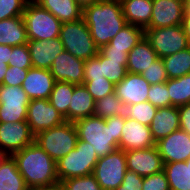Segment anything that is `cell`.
I'll use <instances>...</instances> for the list:
<instances>
[{
	"label": "cell",
	"instance_id": "obj_1",
	"mask_svg": "<svg viewBox=\"0 0 190 190\" xmlns=\"http://www.w3.org/2000/svg\"><path fill=\"white\" fill-rule=\"evenodd\" d=\"M125 119V114L107 119L93 115L75 121L74 125L78 139L90 143L100 158L118 149Z\"/></svg>",
	"mask_w": 190,
	"mask_h": 190
},
{
	"label": "cell",
	"instance_id": "obj_2",
	"mask_svg": "<svg viewBox=\"0 0 190 190\" xmlns=\"http://www.w3.org/2000/svg\"><path fill=\"white\" fill-rule=\"evenodd\" d=\"M82 18L99 49L127 25L120 0H100L84 8Z\"/></svg>",
	"mask_w": 190,
	"mask_h": 190
},
{
	"label": "cell",
	"instance_id": "obj_3",
	"mask_svg": "<svg viewBox=\"0 0 190 190\" xmlns=\"http://www.w3.org/2000/svg\"><path fill=\"white\" fill-rule=\"evenodd\" d=\"M12 156L29 189L59 182L56 162L37 143L32 142Z\"/></svg>",
	"mask_w": 190,
	"mask_h": 190
},
{
	"label": "cell",
	"instance_id": "obj_4",
	"mask_svg": "<svg viewBox=\"0 0 190 190\" xmlns=\"http://www.w3.org/2000/svg\"><path fill=\"white\" fill-rule=\"evenodd\" d=\"M78 134L74 122L64 121L53 128L43 130L34 137L37 143L55 162L75 149Z\"/></svg>",
	"mask_w": 190,
	"mask_h": 190
},
{
	"label": "cell",
	"instance_id": "obj_5",
	"mask_svg": "<svg viewBox=\"0 0 190 190\" xmlns=\"http://www.w3.org/2000/svg\"><path fill=\"white\" fill-rule=\"evenodd\" d=\"M98 159L92 145L78 139L75 149L56 162L59 182L73 177L91 175Z\"/></svg>",
	"mask_w": 190,
	"mask_h": 190
},
{
	"label": "cell",
	"instance_id": "obj_6",
	"mask_svg": "<svg viewBox=\"0 0 190 190\" xmlns=\"http://www.w3.org/2000/svg\"><path fill=\"white\" fill-rule=\"evenodd\" d=\"M59 38L64 50L84 61L95 57L99 52L83 18L62 23Z\"/></svg>",
	"mask_w": 190,
	"mask_h": 190
},
{
	"label": "cell",
	"instance_id": "obj_7",
	"mask_svg": "<svg viewBox=\"0 0 190 190\" xmlns=\"http://www.w3.org/2000/svg\"><path fill=\"white\" fill-rule=\"evenodd\" d=\"M28 40L58 38L62 22L34 0H29L22 14Z\"/></svg>",
	"mask_w": 190,
	"mask_h": 190
},
{
	"label": "cell",
	"instance_id": "obj_8",
	"mask_svg": "<svg viewBox=\"0 0 190 190\" xmlns=\"http://www.w3.org/2000/svg\"><path fill=\"white\" fill-rule=\"evenodd\" d=\"M127 170L125 151L116 149L98 159L92 175L103 190H115L123 182Z\"/></svg>",
	"mask_w": 190,
	"mask_h": 190
},
{
	"label": "cell",
	"instance_id": "obj_9",
	"mask_svg": "<svg viewBox=\"0 0 190 190\" xmlns=\"http://www.w3.org/2000/svg\"><path fill=\"white\" fill-rule=\"evenodd\" d=\"M145 37L159 58L190 47L182 25L145 29Z\"/></svg>",
	"mask_w": 190,
	"mask_h": 190
},
{
	"label": "cell",
	"instance_id": "obj_10",
	"mask_svg": "<svg viewBox=\"0 0 190 190\" xmlns=\"http://www.w3.org/2000/svg\"><path fill=\"white\" fill-rule=\"evenodd\" d=\"M34 137L27 121L0 122V150L6 155L12 156L30 145Z\"/></svg>",
	"mask_w": 190,
	"mask_h": 190
},
{
	"label": "cell",
	"instance_id": "obj_11",
	"mask_svg": "<svg viewBox=\"0 0 190 190\" xmlns=\"http://www.w3.org/2000/svg\"><path fill=\"white\" fill-rule=\"evenodd\" d=\"M26 121L31 132L37 133L62 124L64 117L50 104L48 99L30 100Z\"/></svg>",
	"mask_w": 190,
	"mask_h": 190
},
{
	"label": "cell",
	"instance_id": "obj_12",
	"mask_svg": "<svg viewBox=\"0 0 190 190\" xmlns=\"http://www.w3.org/2000/svg\"><path fill=\"white\" fill-rule=\"evenodd\" d=\"M152 15L146 29L182 25L185 0H152Z\"/></svg>",
	"mask_w": 190,
	"mask_h": 190
},
{
	"label": "cell",
	"instance_id": "obj_13",
	"mask_svg": "<svg viewBox=\"0 0 190 190\" xmlns=\"http://www.w3.org/2000/svg\"><path fill=\"white\" fill-rule=\"evenodd\" d=\"M128 171L139 176H149L163 170L164 163L157 146L125 151Z\"/></svg>",
	"mask_w": 190,
	"mask_h": 190
},
{
	"label": "cell",
	"instance_id": "obj_14",
	"mask_svg": "<svg viewBox=\"0 0 190 190\" xmlns=\"http://www.w3.org/2000/svg\"><path fill=\"white\" fill-rule=\"evenodd\" d=\"M85 61L63 50L53 61L50 71L55 82H68L75 85L84 83Z\"/></svg>",
	"mask_w": 190,
	"mask_h": 190
},
{
	"label": "cell",
	"instance_id": "obj_15",
	"mask_svg": "<svg viewBox=\"0 0 190 190\" xmlns=\"http://www.w3.org/2000/svg\"><path fill=\"white\" fill-rule=\"evenodd\" d=\"M163 163L187 161L190 158V135L178 129L156 142Z\"/></svg>",
	"mask_w": 190,
	"mask_h": 190
},
{
	"label": "cell",
	"instance_id": "obj_16",
	"mask_svg": "<svg viewBox=\"0 0 190 190\" xmlns=\"http://www.w3.org/2000/svg\"><path fill=\"white\" fill-rule=\"evenodd\" d=\"M155 145L156 143L152 138L150 126L126 117L122 128L121 139L118 143V149L130 151L151 148Z\"/></svg>",
	"mask_w": 190,
	"mask_h": 190
},
{
	"label": "cell",
	"instance_id": "obj_17",
	"mask_svg": "<svg viewBox=\"0 0 190 190\" xmlns=\"http://www.w3.org/2000/svg\"><path fill=\"white\" fill-rule=\"evenodd\" d=\"M150 86L141 74L127 72L124 79L115 85L114 93L129 106L147 101Z\"/></svg>",
	"mask_w": 190,
	"mask_h": 190
},
{
	"label": "cell",
	"instance_id": "obj_18",
	"mask_svg": "<svg viewBox=\"0 0 190 190\" xmlns=\"http://www.w3.org/2000/svg\"><path fill=\"white\" fill-rule=\"evenodd\" d=\"M27 46L31 56L32 67L48 70H50L57 55L64 50L59 37L49 40H28Z\"/></svg>",
	"mask_w": 190,
	"mask_h": 190
},
{
	"label": "cell",
	"instance_id": "obj_19",
	"mask_svg": "<svg viewBox=\"0 0 190 190\" xmlns=\"http://www.w3.org/2000/svg\"><path fill=\"white\" fill-rule=\"evenodd\" d=\"M54 83L55 80L50 70L32 67L28 69L22 88L30 100L49 99Z\"/></svg>",
	"mask_w": 190,
	"mask_h": 190
},
{
	"label": "cell",
	"instance_id": "obj_20",
	"mask_svg": "<svg viewBox=\"0 0 190 190\" xmlns=\"http://www.w3.org/2000/svg\"><path fill=\"white\" fill-rule=\"evenodd\" d=\"M178 129H180L178 107L158 108L150 124L151 135L155 143Z\"/></svg>",
	"mask_w": 190,
	"mask_h": 190
},
{
	"label": "cell",
	"instance_id": "obj_21",
	"mask_svg": "<svg viewBox=\"0 0 190 190\" xmlns=\"http://www.w3.org/2000/svg\"><path fill=\"white\" fill-rule=\"evenodd\" d=\"M159 57L145 37L128 53L127 72L141 74Z\"/></svg>",
	"mask_w": 190,
	"mask_h": 190
},
{
	"label": "cell",
	"instance_id": "obj_22",
	"mask_svg": "<svg viewBox=\"0 0 190 190\" xmlns=\"http://www.w3.org/2000/svg\"><path fill=\"white\" fill-rule=\"evenodd\" d=\"M127 24L144 30L149 26L152 15V0H120Z\"/></svg>",
	"mask_w": 190,
	"mask_h": 190
},
{
	"label": "cell",
	"instance_id": "obj_23",
	"mask_svg": "<svg viewBox=\"0 0 190 190\" xmlns=\"http://www.w3.org/2000/svg\"><path fill=\"white\" fill-rule=\"evenodd\" d=\"M68 107V121L75 122L79 119L93 116L95 100L84 85H76Z\"/></svg>",
	"mask_w": 190,
	"mask_h": 190
},
{
	"label": "cell",
	"instance_id": "obj_24",
	"mask_svg": "<svg viewBox=\"0 0 190 190\" xmlns=\"http://www.w3.org/2000/svg\"><path fill=\"white\" fill-rule=\"evenodd\" d=\"M27 31L22 16L0 21V45L20 46L27 44Z\"/></svg>",
	"mask_w": 190,
	"mask_h": 190
},
{
	"label": "cell",
	"instance_id": "obj_25",
	"mask_svg": "<svg viewBox=\"0 0 190 190\" xmlns=\"http://www.w3.org/2000/svg\"><path fill=\"white\" fill-rule=\"evenodd\" d=\"M48 10L62 23L74 22L82 18L83 9L75 0H34Z\"/></svg>",
	"mask_w": 190,
	"mask_h": 190
},
{
	"label": "cell",
	"instance_id": "obj_26",
	"mask_svg": "<svg viewBox=\"0 0 190 190\" xmlns=\"http://www.w3.org/2000/svg\"><path fill=\"white\" fill-rule=\"evenodd\" d=\"M28 186L18 171L16 160L7 155L0 164V190H28Z\"/></svg>",
	"mask_w": 190,
	"mask_h": 190
},
{
	"label": "cell",
	"instance_id": "obj_27",
	"mask_svg": "<svg viewBox=\"0 0 190 190\" xmlns=\"http://www.w3.org/2000/svg\"><path fill=\"white\" fill-rule=\"evenodd\" d=\"M145 35L141 27L127 24L118 34L100 49H118L129 53Z\"/></svg>",
	"mask_w": 190,
	"mask_h": 190
},
{
	"label": "cell",
	"instance_id": "obj_28",
	"mask_svg": "<svg viewBox=\"0 0 190 190\" xmlns=\"http://www.w3.org/2000/svg\"><path fill=\"white\" fill-rule=\"evenodd\" d=\"M170 190H190V162L164 163Z\"/></svg>",
	"mask_w": 190,
	"mask_h": 190
},
{
	"label": "cell",
	"instance_id": "obj_29",
	"mask_svg": "<svg viewBox=\"0 0 190 190\" xmlns=\"http://www.w3.org/2000/svg\"><path fill=\"white\" fill-rule=\"evenodd\" d=\"M168 79H175L190 73V47L162 58Z\"/></svg>",
	"mask_w": 190,
	"mask_h": 190
},
{
	"label": "cell",
	"instance_id": "obj_30",
	"mask_svg": "<svg viewBox=\"0 0 190 190\" xmlns=\"http://www.w3.org/2000/svg\"><path fill=\"white\" fill-rule=\"evenodd\" d=\"M75 86L73 83L55 82L48 99L50 104L64 117L65 121H68V107Z\"/></svg>",
	"mask_w": 190,
	"mask_h": 190
},
{
	"label": "cell",
	"instance_id": "obj_31",
	"mask_svg": "<svg viewBox=\"0 0 190 190\" xmlns=\"http://www.w3.org/2000/svg\"><path fill=\"white\" fill-rule=\"evenodd\" d=\"M170 95V106L179 107L190 103V73L166 82Z\"/></svg>",
	"mask_w": 190,
	"mask_h": 190
},
{
	"label": "cell",
	"instance_id": "obj_32",
	"mask_svg": "<svg viewBox=\"0 0 190 190\" xmlns=\"http://www.w3.org/2000/svg\"><path fill=\"white\" fill-rule=\"evenodd\" d=\"M126 114V105L116 96L115 93L95 102L93 115L102 119Z\"/></svg>",
	"mask_w": 190,
	"mask_h": 190
},
{
	"label": "cell",
	"instance_id": "obj_33",
	"mask_svg": "<svg viewBox=\"0 0 190 190\" xmlns=\"http://www.w3.org/2000/svg\"><path fill=\"white\" fill-rule=\"evenodd\" d=\"M30 98L22 86L0 85V105L28 106Z\"/></svg>",
	"mask_w": 190,
	"mask_h": 190
},
{
	"label": "cell",
	"instance_id": "obj_34",
	"mask_svg": "<svg viewBox=\"0 0 190 190\" xmlns=\"http://www.w3.org/2000/svg\"><path fill=\"white\" fill-rule=\"evenodd\" d=\"M157 107L153 106L149 101L126 106V117L134 119L141 124L150 126L155 116Z\"/></svg>",
	"mask_w": 190,
	"mask_h": 190
},
{
	"label": "cell",
	"instance_id": "obj_35",
	"mask_svg": "<svg viewBox=\"0 0 190 190\" xmlns=\"http://www.w3.org/2000/svg\"><path fill=\"white\" fill-rule=\"evenodd\" d=\"M102 76L114 85L121 82L127 74V64L122 60L107 59L101 54Z\"/></svg>",
	"mask_w": 190,
	"mask_h": 190
},
{
	"label": "cell",
	"instance_id": "obj_36",
	"mask_svg": "<svg viewBox=\"0 0 190 190\" xmlns=\"http://www.w3.org/2000/svg\"><path fill=\"white\" fill-rule=\"evenodd\" d=\"M83 85L96 101L114 93L115 85L108 79L84 80Z\"/></svg>",
	"mask_w": 190,
	"mask_h": 190
},
{
	"label": "cell",
	"instance_id": "obj_37",
	"mask_svg": "<svg viewBox=\"0 0 190 190\" xmlns=\"http://www.w3.org/2000/svg\"><path fill=\"white\" fill-rule=\"evenodd\" d=\"M61 183L65 190H103L92 174L88 176L69 178Z\"/></svg>",
	"mask_w": 190,
	"mask_h": 190
},
{
	"label": "cell",
	"instance_id": "obj_38",
	"mask_svg": "<svg viewBox=\"0 0 190 190\" xmlns=\"http://www.w3.org/2000/svg\"><path fill=\"white\" fill-rule=\"evenodd\" d=\"M141 76L150 84L164 83L168 80L165 65L162 58H158L152 63Z\"/></svg>",
	"mask_w": 190,
	"mask_h": 190
},
{
	"label": "cell",
	"instance_id": "obj_39",
	"mask_svg": "<svg viewBox=\"0 0 190 190\" xmlns=\"http://www.w3.org/2000/svg\"><path fill=\"white\" fill-rule=\"evenodd\" d=\"M8 66L28 70L32 68L31 56L27 44L12 47Z\"/></svg>",
	"mask_w": 190,
	"mask_h": 190
},
{
	"label": "cell",
	"instance_id": "obj_40",
	"mask_svg": "<svg viewBox=\"0 0 190 190\" xmlns=\"http://www.w3.org/2000/svg\"><path fill=\"white\" fill-rule=\"evenodd\" d=\"M29 0H0V21L22 16Z\"/></svg>",
	"mask_w": 190,
	"mask_h": 190
},
{
	"label": "cell",
	"instance_id": "obj_41",
	"mask_svg": "<svg viewBox=\"0 0 190 190\" xmlns=\"http://www.w3.org/2000/svg\"><path fill=\"white\" fill-rule=\"evenodd\" d=\"M147 101L157 108L170 106V95L166 83L151 85Z\"/></svg>",
	"mask_w": 190,
	"mask_h": 190
},
{
	"label": "cell",
	"instance_id": "obj_42",
	"mask_svg": "<svg viewBox=\"0 0 190 190\" xmlns=\"http://www.w3.org/2000/svg\"><path fill=\"white\" fill-rule=\"evenodd\" d=\"M28 106L0 105V122L26 121Z\"/></svg>",
	"mask_w": 190,
	"mask_h": 190
},
{
	"label": "cell",
	"instance_id": "obj_43",
	"mask_svg": "<svg viewBox=\"0 0 190 190\" xmlns=\"http://www.w3.org/2000/svg\"><path fill=\"white\" fill-rule=\"evenodd\" d=\"M142 190H170L165 171L143 177Z\"/></svg>",
	"mask_w": 190,
	"mask_h": 190
},
{
	"label": "cell",
	"instance_id": "obj_44",
	"mask_svg": "<svg viewBox=\"0 0 190 190\" xmlns=\"http://www.w3.org/2000/svg\"><path fill=\"white\" fill-rule=\"evenodd\" d=\"M106 79L102 76L101 53L85 61L84 80Z\"/></svg>",
	"mask_w": 190,
	"mask_h": 190
},
{
	"label": "cell",
	"instance_id": "obj_45",
	"mask_svg": "<svg viewBox=\"0 0 190 190\" xmlns=\"http://www.w3.org/2000/svg\"><path fill=\"white\" fill-rule=\"evenodd\" d=\"M27 73H28V70L8 66L7 72L2 84L9 85V86H22L23 81L25 80L27 76Z\"/></svg>",
	"mask_w": 190,
	"mask_h": 190
},
{
	"label": "cell",
	"instance_id": "obj_46",
	"mask_svg": "<svg viewBox=\"0 0 190 190\" xmlns=\"http://www.w3.org/2000/svg\"><path fill=\"white\" fill-rule=\"evenodd\" d=\"M142 186L143 176L127 170L123 182L115 190H142Z\"/></svg>",
	"mask_w": 190,
	"mask_h": 190
},
{
	"label": "cell",
	"instance_id": "obj_47",
	"mask_svg": "<svg viewBox=\"0 0 190 190\" xmlns=\"http://www.w3.org/2000/svg\"><path fill=\"white\" fill-rule=\"evenodd\" d=\"M180 129L190 135V103L179 106Z\"/></svg>",
	"mask_w": 190,
	"mask_h": 190
},
{
	"label": "cell",
	"instance_id": "obj_48",
	"mask_svg": "<svg viewBox=\"0 0 190 190\" xmlns=\"http://www.w3.org/2000/svg\"><path fill=\"white\" fill-rule=\"evenodd\" d=\"M99 52L107 59L122 60V64H127L128 53L118 49H99Z\"/></svg>",
	"mask_w": 190,
	"mask_h": 190
},
{
	"label": "cell",
	"instance_id": "obj_49",
	"mask_svg": "<svg viewBox=\"0 0 190 190\" xmlns=\"http://www.w3.org/2000/svg\"><path fill=\"white\" fill-rule=\"evenodd\" d=\"M12 46L0 45V62L8 65L10 56L12 55Z\"/></svg>",
	"mask_w": 190,
	"mask_h": 190
},
{
	"label": "cell",
	"instance_id": "obj_50",
	"mask_svg": "<svg viewBox=\"0 0 190 190\" xmlns=\"http://www.w3.org/2000/svg\"><path fill=\"white\" fill-rule=\"evenodd\" d=\"M182 27L190 45V17H183Z\"/></svg>",
	"mask_w": 190,
	"mask_h": 190
},
{
	"label": "cell",
	"instance_id": "obj_51",
	"mask_svg": "<svg viewBox=\"0 0 190 190\" xmlns=\"http://www.w3.org/2000/svg\"><path fill=\"white\" fill-rule=\"evenodd\" d=\"M38 190H65L63 184L61 182H57L56 184L38 188Z\"/></svg>",
	"mask_w": 190,
	"mask_h": 190
},
{
	"label": "cell",
	"instance_id": "obj_52",
	"mask_svg": "<svg viewBox=\"0 0 190 190\" xmlns=\"http://www.w3.org/2000/svg\"><path fill=\"white\" fill-rule=\"evenodd\" d=\"M77 4L82 8H86L88 6H91L92 4L97 3L100 0H75Z\"/></svg>",
	"mask_w": 190,
	"mask_h": 190
},
{
	"label": "cell",
	"instance_id": "obj_53",
	"mask_svg": "<svg viewBox=\"0 0 190 190\" xmlns=\"http://www.w3.org/2000/svg\"><path fill=\"white\" fill-rule=\"evenodd\" d=\"M8 65L0 62V85L3 83L4 77L7 72Z\"/></svg>",
	"mask_w": 190,
	"mask_h": 190
},
{
	"label": "cell",
	"instance_id": "obj_54",
	"mask_svg": "<svg viewBox=\"0 0 190 190\" xmlns=\"http://www.w3.org/2000/svg\"><path fill=\"white\" fill-rule=\"evenodd\" d=\"M184 17H190V0H186Z\"/></svg>",
	"mask_w": 190,
	"mask_h": 190
},
{
	"label": "cell",
	"instance_id": "obj_55",
	"mask_svg": "<svg viewBox=\"0 0 190 190\" xmlns=\"http://www.w3.org/2000/svg\"><path fill=\"white\" fill-rule=\"evenodd\" d=\"M6 156H7V155H6L4 152H2V151L0 150V164H1V162L5 159Z\"/></svg>",
	"mask_w": 190,
	"mask_h": 190
}]
</instances>
